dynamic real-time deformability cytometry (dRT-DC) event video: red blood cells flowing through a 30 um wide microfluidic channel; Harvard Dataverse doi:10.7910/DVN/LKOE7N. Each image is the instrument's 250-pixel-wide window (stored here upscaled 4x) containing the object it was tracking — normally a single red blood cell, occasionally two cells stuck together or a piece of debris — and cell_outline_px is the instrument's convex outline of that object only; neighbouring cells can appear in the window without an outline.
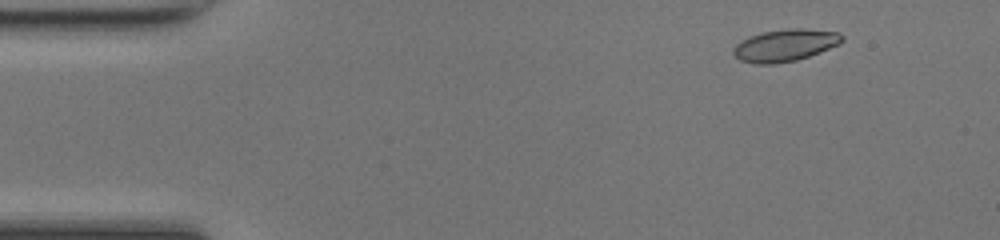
{"species": "common noctule bat (a hibernating species)", "species_latin": "Nyctalus noctula", "temperature_condition": "room temperature", "stored_images_in_passage": 44, "camera_frame_rate_fps": 3000, "um_per_image_px": 0.085, "animal": {"sex": "female", "body_mass_g": 17.0, "forearm_length_mm": 48.0}, "frame": {"image": 1, "passage_image": 1, "time_ms": 0.0, "image_size_px": [1000, 240], "cell_outline_px": [[844, 40], [840, 44], [808, 56], [796, 60], [772, 64], [756, 64], [740, 60], [732, 52], [732, 48], [736, 44], [748, 36], [760, 32], [792, 28], [800, 28], [836, 32], [844, 36]], "centroid_in_image_um": [66.7, 3.84], "position_along_channel_um": 18.3, "area_um2": 20.29}}
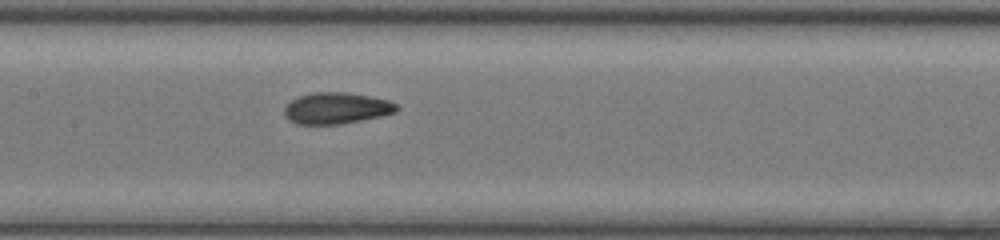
{"frame": {"image": 2, "passage_image": 19, "time_ms": 6.0, "image_size_px": [1000, 240], "cell_outline_px": [[400, 108], [396, 112], [380, 116], [340, 124], [296, 124], [288, 120], [284, 116], [284, 108], [296, 96], [312, 92], [348, 92], [388, 100], [396, 104]], "centroid_in_image_um": [28.56, 9.19], "position_along_channel_um": 178.8, "area_um2": 20.58}}
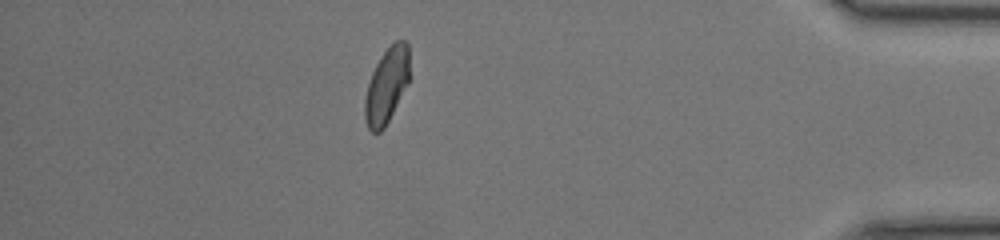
{"frame": {"image": 3, "passage_image": 38, "time_ms": 12.333, "image_size_px": [1000, 240], "cell_outline_px": [[408, 84], [384, 128], [380, 132], [372, 132], [368, 128], [364, 120], [364, 100], [368, 84], [372, 72], [380, 56], [396, 40], [404, 40], [408, 44]], "centroid_in_image_um": [32.84, 7.29], "position_along_channel_um": 402.4, "area_um2": 19.42}, "authors_computed_cell_mechanics": {"area_um2": 20.0566, "velocity_mm_per_s": 4.2891, "shape_relaxation_time_tau1_ms": 4.9995, "shape_relaxation_time_tau2_ms": 1.662, "deformation_change_tau1": 0.1379, "deformation_change_tau2": 0.0687}}